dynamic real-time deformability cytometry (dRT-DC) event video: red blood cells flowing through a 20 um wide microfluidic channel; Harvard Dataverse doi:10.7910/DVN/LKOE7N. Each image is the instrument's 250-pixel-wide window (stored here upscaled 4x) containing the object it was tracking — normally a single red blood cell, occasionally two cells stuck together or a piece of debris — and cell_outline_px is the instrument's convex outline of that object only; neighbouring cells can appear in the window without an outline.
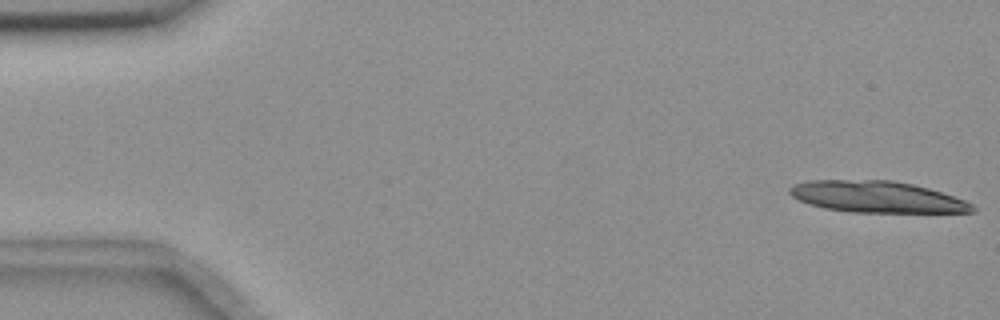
{"species": "common noctule bat (a hibernating species)", "species_latin": "Nyctalus noctula", "temperature_condition": "room temperature", "stored_images_in_passage": 15, "camera_frame_rate_fps": 3000, "um_per_image_px": 0.085, "animal": {"sex": "female", "body_mass_g": 18.4}, "frame": {"image": 1, "passage_image": 1, "time_ms": 0.0, "image_size_px": [1000, 320], "cell_outline_px": [[976, 212], [852, 212], [824, 208], [808, 204], [792, 196], [788, 192], [788, 188], [792, 184], [808, 180], [892, 180], [912, 184], [928, 188], [964, 200], [972, 204], [976, 208]], "centroid_in_image_um": [74.49, 16.73], "position_along_channel_um": 10.5, "area_um2": 33.41}}